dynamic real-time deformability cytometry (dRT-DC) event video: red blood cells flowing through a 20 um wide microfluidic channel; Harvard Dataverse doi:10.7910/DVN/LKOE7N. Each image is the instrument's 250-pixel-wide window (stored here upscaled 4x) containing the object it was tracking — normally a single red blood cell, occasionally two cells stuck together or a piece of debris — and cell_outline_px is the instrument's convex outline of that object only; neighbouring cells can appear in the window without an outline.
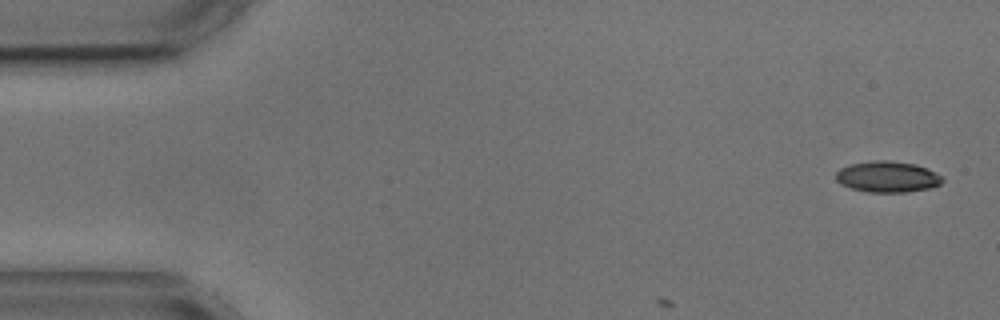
{"species": "common noctule bat (a hibernating species)", "species_latin": "Nyctalus noctula", "temperature_condition": "cold", "stored_images_in_passage": 4, "camera_frame_rate_fps": 3000, "um_per_image_px": 0.085, "animal": {"sex": "male", "body_mass_g": 17.9, "forearm_length_mm": 54.2}, "frame": {"image": 1, "passage_image": 1, "time_ms": 0.0, "image_size_px": [1000, 320], "cell_outline_px": [[944, 180], [940, 184], [932, 188], [904, 192], [868, 192], [852, 188], [840, 184], [836, 180], [836, 172], [840, 168], [848, 164], [872, 160], [888, 160], [916, 164], [936, 172], [944, 176]], "centroid_in_image_um": [75.45, 15.01], "position_along_channel_um": 9.6, "area_um2": 19.54}}